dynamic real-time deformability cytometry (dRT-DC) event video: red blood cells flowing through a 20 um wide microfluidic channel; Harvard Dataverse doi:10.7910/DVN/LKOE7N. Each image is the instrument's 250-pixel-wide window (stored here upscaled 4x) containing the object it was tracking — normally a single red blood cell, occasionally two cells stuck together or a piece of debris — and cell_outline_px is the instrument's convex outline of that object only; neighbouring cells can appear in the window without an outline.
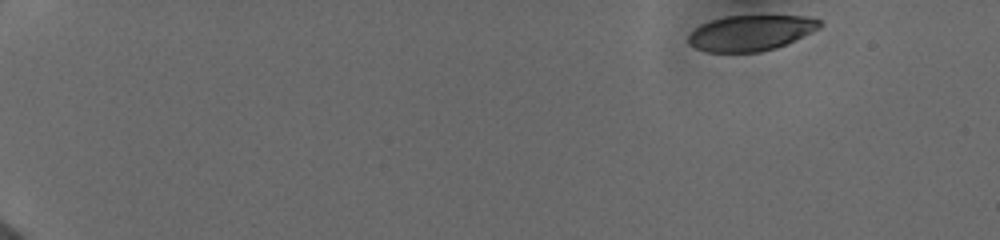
{"species": "human", "species_latin": "Homo sapiens", "temperature_condition": "cold", "stored_images_in_passage": 17, "camera_frame_rate_fps": 3000, "um_per_image_px": 0.085, "donor": {"sex": "female"}, "frame": {"image": 1, "passage_image": 1, "time_ms": 0.0, "image_size_px": [1000, 240], "cell_outline_px": [[824, 24], [820, 28], [776, 48], [760, 52], [708, 52], [696, 48], [688, 44], [688, 36], [700, 24], [724, 16], [808, 16], [820, 20]], "centroid_in_image_um": [63.81, 2.79], "position_along_channel_um": 21.2, "area_um2": 27.17}}
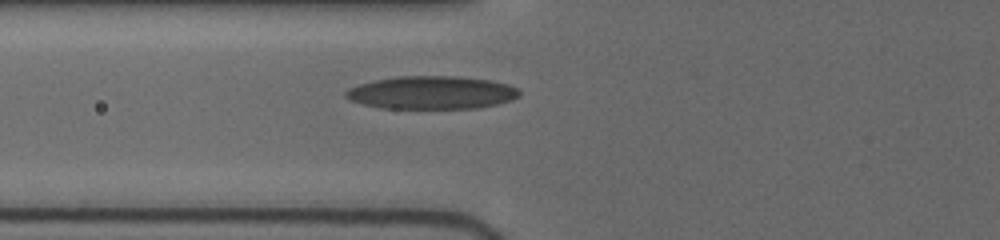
{"frame": {"image": 2, "passage_image": 10, "time_ms": 5.667, "image_size_px": [1000, 240], "cell_outline_px": [[520, 96], [512, 100], [496, 104], [476, 108], [380, 108], [348, 100], [344, 96], [344, 92], [348, 88], [360, 84], [376, 80], [396, 76], [460, 76], [492, 80], [508, 84], [516, 88], [520, 92]], "centroid_in_image_um": [36.69, 7.86], "position_along_channel_um": 89.1, "area_um2": 33.52}}
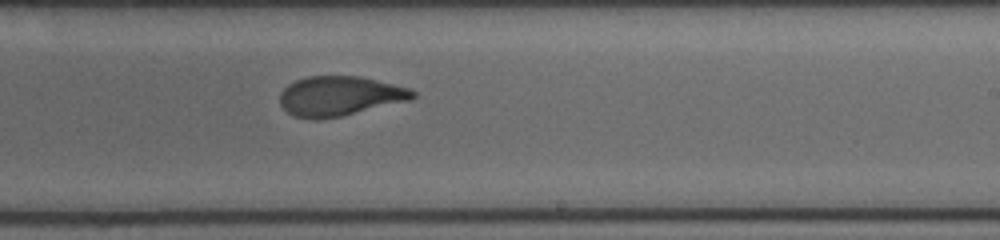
{"frame": {"image": 3, "passage_image": 17, "time_ms": 10.0, "image_size_px": [1000, 240], "cell_outline_px": [[416, 96], [412, 100], [340, 116], [316, 120], [292, 116], [280, 104], [280, 92], [288, 84], [296, 80], [308, 76], [360, 76], [412, 88], [416, 92]], "centroid_in_image_um": [28.9, 8.16], "position_along_channel_um": 260.1, "area_um2": 30.92}}